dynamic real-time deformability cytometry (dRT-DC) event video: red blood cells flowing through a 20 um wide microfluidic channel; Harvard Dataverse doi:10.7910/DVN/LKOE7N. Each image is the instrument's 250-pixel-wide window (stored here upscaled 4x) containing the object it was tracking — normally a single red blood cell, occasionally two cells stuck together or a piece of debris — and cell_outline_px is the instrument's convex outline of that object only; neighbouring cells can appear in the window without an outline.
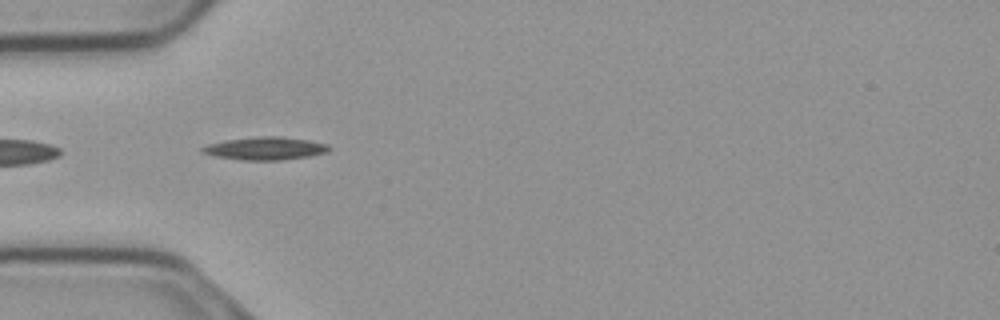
{"species": "common noctule bat (a hibernating species)", "species_latin": "Nyctalus noctula", "temperature_condition": "cold", "stored_images_in_passage": 40, "camera_frame_rate_fps": 3000, "um_per_image_px": 0.085, "animal": {"sex": "male", "body_mass_g": 23.1, "forearm_length_mm": 52.7}, "frame": {"image": 1, "passage_image": 2, "time_ms": 0.333, "image_size_px": [1000, 320], "cell_outline_px": [[332, 148], [328, 152], [308, 156], [280, 160], [240, 160], [212, 156], [200, 152], [200, 148], [208, 144], [228, 140], [260, 136], [280, 136], [308, 140], [328, 144]], "centroid_in_image_um": [22.54, 12.62], "position_along_channel_um": 62.5, "area_um2": 16.94}}
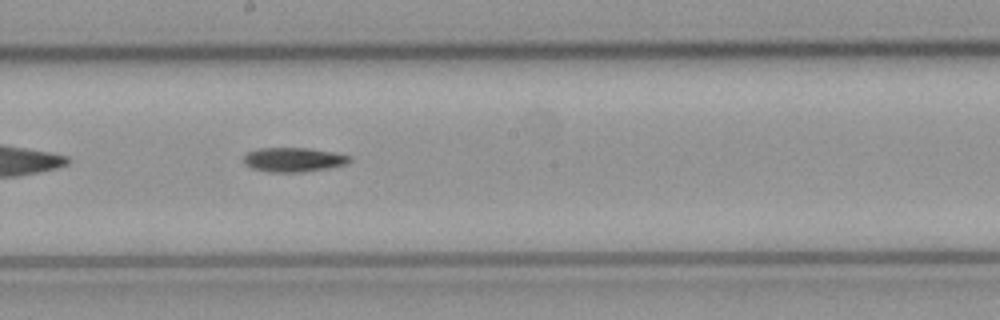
{"frame": {"image": 2, "passage_image": 15, "time_ms": 4.667, "image_size_px": [1000, 320], "cell_outline_px": [[352, 160], [348, 164], [328, 168], [304, 172], [268, 172], [252, 168], [244, 164], [244, 156], [248, 152], [260, 148], [308, 148], [332, 152], [352, 156]], "centroid_in_image_um": [24.98, 13.58], "position_along_channel_um": 223.2, "area_um2": 15.09}}
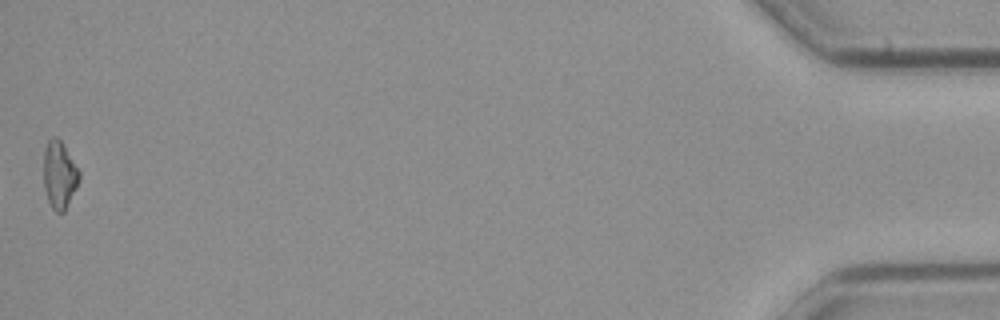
{"frame": {"image": 3, "passage_image": 40, "time_ms": 13.0, "image_size_px": [1000, 320], "cell_outline_px": [[80, 180], [64, 212], [56, 212], [52, 208], [48, 200], [44, 188], [44, 148], [48, 140], [52, 136], [56, 136], [60, 140], [80, 172]], "centroid_in_image_um": [5.04, 14.86], "position_along_channel_um": 430.2, "area_um2": 13.87}, "authors_computed_cell_mechanics": {"area_um2": 14.4211, "velocity_mm_per_s": 3.722, "shape_relaxation_time_tau1_ms": 5.8359, "shape_relaxation_time_tau2_ms": null, "deformation_change_tau1": 0.1498, "deformation_change_tau2": null}}